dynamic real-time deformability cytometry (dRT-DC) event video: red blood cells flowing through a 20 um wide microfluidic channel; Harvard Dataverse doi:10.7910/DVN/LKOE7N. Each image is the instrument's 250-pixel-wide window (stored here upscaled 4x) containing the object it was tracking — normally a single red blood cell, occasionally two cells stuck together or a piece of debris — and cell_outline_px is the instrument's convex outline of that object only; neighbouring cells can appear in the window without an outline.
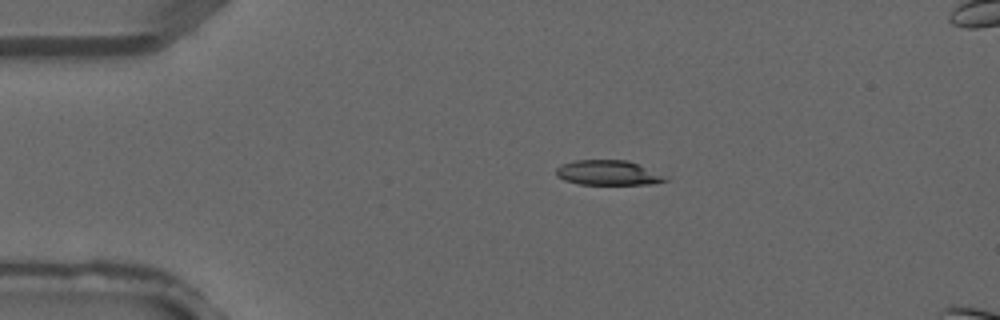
{"species": "common noctule bat (a hibernating species)", "species_latin": "Nyctalus noctula", "temperature_condition": "warm", "stored_images_in_passage": 2, "camera_frame_rate_fps": 3000, "um_per_image_px": 0.085, "animal": {"sex": "male", "forearm_length_mm": 52.5}, "frame": {"image": 1, "passage_image": 1, "time_ms": 0.0, "image_size_px": [1000, 320], "cell_outline_px": [[668, 180], [652, 184], [580, 184], [564, 180], [556, 176], [556, 168], [564, 164], [576, 160], [628, 160]], "centroid_in_image_um": [51.57, 14.69], "position_along_channel_um": 33.4, "area_um2": 15.2}}